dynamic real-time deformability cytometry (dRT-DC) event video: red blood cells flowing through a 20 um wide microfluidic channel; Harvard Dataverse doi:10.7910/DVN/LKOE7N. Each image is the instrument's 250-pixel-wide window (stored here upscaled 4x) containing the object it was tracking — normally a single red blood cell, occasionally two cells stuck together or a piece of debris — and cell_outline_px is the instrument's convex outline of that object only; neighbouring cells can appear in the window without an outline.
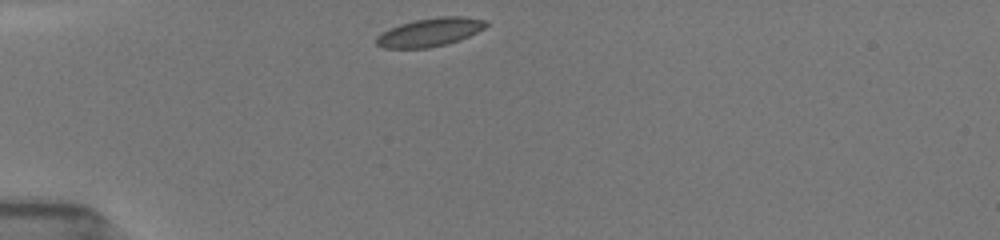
{"species": "common noctule bat (a hibernating species)", "species_latin": "Nyctalus noctula", "temperature_condition": "room temperature", "stored_images_in_passage": 62, "camera_frame_rate_fps": 3000, "um_per_image_px": 0.085, "animal": {"sex": "female", "body_mass_g": 19.5, "forearm_length_mm": 54.1}, "frame": {"image": 1, "passage_image": 1, "time_ms": 0.0, "image_size_px": [1000, 240], "cell_outline_px": [[488, 24], [484, 28], [460, 40], [428, 48], [384, 48], [376, 44], [376, 36], [388, 28], [400, 24], [416, 20], [436, 16], [460, 16], [484, 20]], "centroid_in_image_um": [36.5, 2.73], "position_along_channel_um": 48.5, "area_um2": 18.03}}
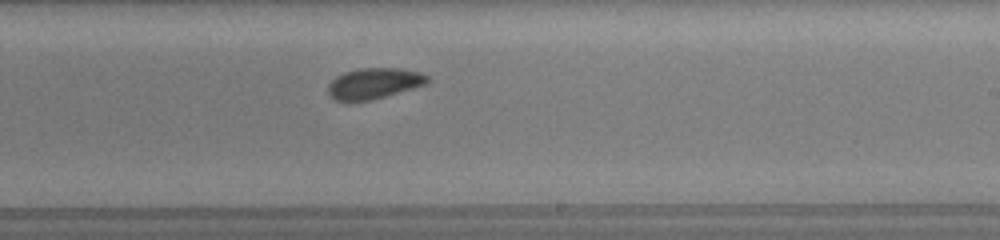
{"frame": {"image": 2, "passage_image": 29, "time_ms": 6.0, "image_size_px": [1000, 240], "cell_outline_px": [[432, 80], [428, 84], [372, 100], [336, 100], [328, 92], [328, 84], [336, 76], [344, 72], [360, 68], [400, 68], [420, 72], [428, 76]], "centroid_in_image_um": [31.85, 7.07], "position_along_channel_um": 257.1, "area_um2": 17.86}}
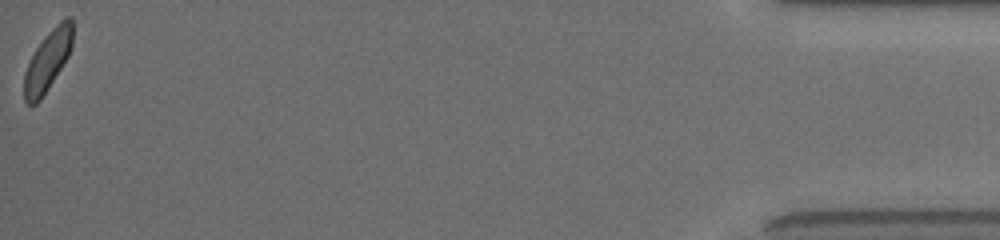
{"frame": {"image": 3, "passage_image": 61, "time_ms": 12.667, "image_size_px": [1000, 240], "cell_outline_px": [[72, 44], [68, 56], [48, 88], [40, 100], [36, 104], [28, 104], [24, 100], [24, 72], [36, 48], [44, 36], [60, 20], [68, 16], [72, 16]], "centroid_in_image_um": [4.05, 5.14], "position_along_channel_um": 431.2, "area_um2": 16.82}, "authors_computed_cell_mechanics": {"area_um2": 18.0047, "velocity_mm_per_s": 3.9045, "shape_relaxation_time_tau1_ms": 1.6853, "shape_relaxation_time_tau2_ms": 5.66, "deformation_change_tau1": 0.0949, "deformation_change_tau2": 0.0787}}